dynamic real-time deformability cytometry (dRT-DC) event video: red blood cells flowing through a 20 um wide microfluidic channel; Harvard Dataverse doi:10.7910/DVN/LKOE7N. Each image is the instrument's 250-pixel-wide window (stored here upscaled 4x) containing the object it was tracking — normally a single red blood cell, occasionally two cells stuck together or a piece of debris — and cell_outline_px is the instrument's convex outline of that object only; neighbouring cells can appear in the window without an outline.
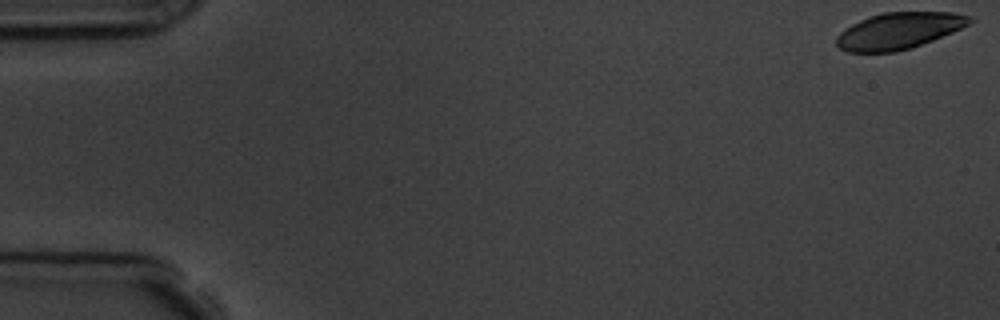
{"species": "common noctule bat (a hibernating species)", "species_latin": "Nyctalus noctula", "temperature_condition": "room temperature", "stored_images_in_passage": 5, "camera_frame_rate_fps": 3000, "um_per_image_px": 0.085, "animal": {"sex": "male", "body_mass_g": 19.5, "forearm_length_mm": 54.6}, "frame": {"image": 1, "passage_image": 1, "time_ms": 0.0, "image_size_px": [1000, 320], "cell_outline_px": [[976, 20], [952, 32], [912, 48], [896, 52], [848, 52], [840, 48], [836, 44], [836, 36], [844, 28], [868, 16], [884, 12], [952, 12], [976, 16]], "centroid_in_image_um": [76.42, 2.61], "position_along_channel_um": 8.6, "area_um2": 28.5}}